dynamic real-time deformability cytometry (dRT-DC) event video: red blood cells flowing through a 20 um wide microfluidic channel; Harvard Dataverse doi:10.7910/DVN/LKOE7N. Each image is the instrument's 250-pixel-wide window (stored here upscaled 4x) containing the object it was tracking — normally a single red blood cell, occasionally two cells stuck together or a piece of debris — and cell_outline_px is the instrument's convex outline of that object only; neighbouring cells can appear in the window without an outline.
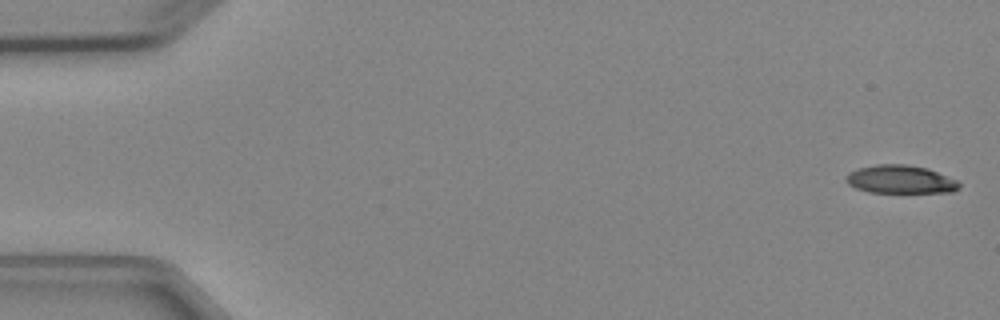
{"species": "Egyptian fruit bat (a non-hibernating species)", "species_latin": "Rousettus aegyptiacus", "temperature_condition": "cold", "stored_images_in_passage": 6, "segment_of_instrument_passage": [1, 2], "camera_frame_rate_fps": 3000, "um_per_image_px": 0.085, "animal": {"sex": "female"}, "frame": {"image": 1, "passage_image": 1, "time_ms": 0.0, "image_size_px": [1000, 320], "cell_outline_px": [[960, 188], [952, 192], [868, 192], [856, 188], [848, 184], [844, 180], [844, 176], [848, 172], [856, 168], [876, 164], [908, 164], [928, 168], [960, 180]], "centroid_in_image_um": [76.53, 15.23], "position_along_channel_um": 8.5, "area_um2": 19.02}}
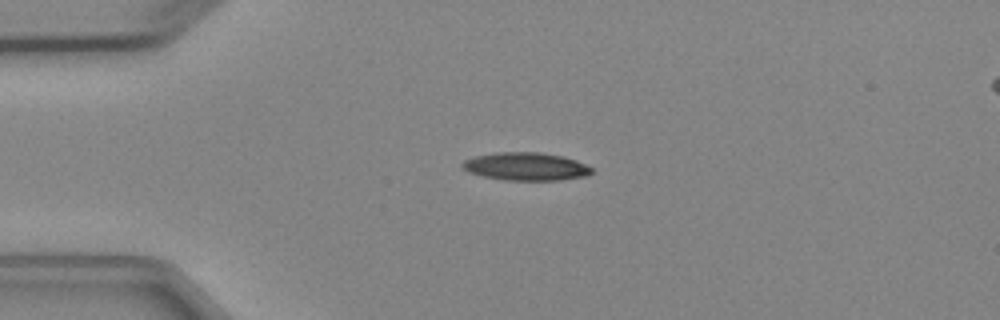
{"frame": {"image": 2, "passage_image": 4, "time_ms": 3.667, "image_size_px": [1000, 320], "cell_outline_px": [[592, 172], [588, 176], [560, 180], [504, 180], [484, 176], [468, 172], [460, 164], [464, 160], [476, 156], [496, 152], [540, 152], [564, 156], [576, 160], [592, 168]], "centroid_in_image_um": [44.72, 14.15], "position_along_channel_um": 40.3, "area_um2": 21.1}}